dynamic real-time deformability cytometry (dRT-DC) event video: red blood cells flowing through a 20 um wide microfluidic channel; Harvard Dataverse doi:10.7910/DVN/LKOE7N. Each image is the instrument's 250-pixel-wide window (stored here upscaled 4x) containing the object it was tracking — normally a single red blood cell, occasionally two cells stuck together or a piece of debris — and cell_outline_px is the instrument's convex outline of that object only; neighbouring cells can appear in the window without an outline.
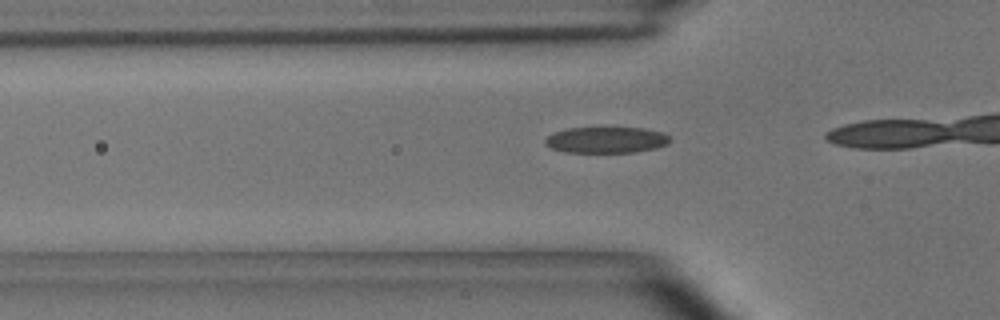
{"species": "common noctule bat (a hibernating species)", "species_latin": "Nyctalus noctula", "temperature_condition": "room temperature", "stored_images_in_passage": 15, "camera_frame_rate_fps": 3000, "um_per_image_px": 0.085, "animal": {"sex": "male", "body_mass_g": 15.6}, "frame": {"image": 1, "passage_image": 12, "time_ms": 3.667, "image_size_px": [1000, 320], "cell_outline_px": [[668, 144], [656, 148], [632, 152], [564, 152], [552, 148], [544, 144], [544, 140], [552, 132], [568, 128], [644, 128], [664, 132], [668, 136]], "centroid_in_image_um": [51.5, 11.89], "position_along_channel_um": 74.3, "area_um2": 18.96}}